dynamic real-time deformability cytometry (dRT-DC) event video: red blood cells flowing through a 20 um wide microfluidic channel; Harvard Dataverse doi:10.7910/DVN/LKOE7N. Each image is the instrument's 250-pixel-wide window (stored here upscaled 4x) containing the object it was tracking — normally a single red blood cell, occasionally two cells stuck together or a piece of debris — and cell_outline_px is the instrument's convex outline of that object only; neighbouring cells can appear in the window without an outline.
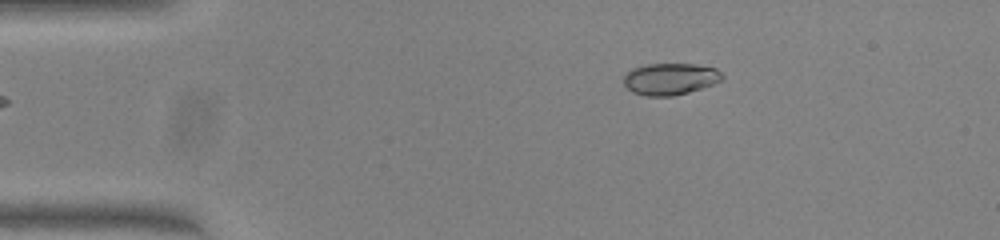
{"species": "common noctule bat (a hibernating species)", "species_latin": "Nyctalus noctula", "temperature_condition": "warm", "stored_images_in_passage": 43, "camera_frame_rate_fps": 3000, "um_per_image_px": 0.085, "animal": {"sex": "female", "body_mass_g": 23.0, "forearm_length_mm": 53.4}, "frame": {"image": 1, "passage_image": 1, "time_ms": 0.0, "image_size_px": [1000, 240], "cell_outline_px": [[724, 80], [688, 92], [672, 96], [648, 96], [632, 92], [624, 84], [624, 76], [632, 68], [648, 64], [696, 64], [716, 68], [724, 76]], "centroid_in_image_um": [56.98, 6.7], "position_along_channel_um": 28.0, "area_um2": 18.15}}
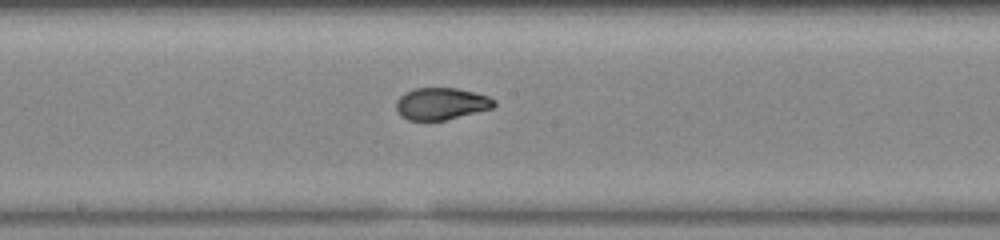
{"frame": {"image": 2, "passage_image": 19, "time_ms": 6.0, "image_size_px": [1000, 240], "cell_outline_px": [[496, 104], [492, 108], [444, 120], [408, 120], [400, 116], [396, 108], [396, 100], [404, 92], [416, 88], [456, 88], [476, 92], [488, 96], [496, 100]], "centroid_in_image_um": [37.49, 8.8], "position_along_channel_um": 210.7, "area_um2": 18.26}}
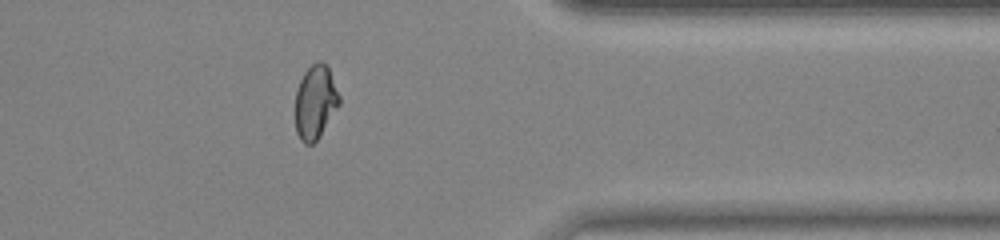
{"frame": {"image": 3, "passage_image": 33, "time_ms": 10.667, "image_size_px": [1000, 240], "cell_outline_px": [[340, 104], [320, 136], [312, 144], [304, 144], [300, 140], [296, 132], [296, 92], [300, 80], [304, 72], [316, 60], [320, 60], [328, 68], [340, 96]], "centroid_in_image_um": [26.8, 8.69], "position_along_channel_um": 384.6, "area_um2": 18.84}, "authors_computed_cell_mechanics": {"area_um2": 18.8428, "velocity_mm_per_s": 4.047, "shape_relaxation_time_tau1_ms": 9.1957, "shape_relaxation_time_tau2_ms": null, "deformation_change_tau1": 0.2718, "deformation_change_tau2": null}}